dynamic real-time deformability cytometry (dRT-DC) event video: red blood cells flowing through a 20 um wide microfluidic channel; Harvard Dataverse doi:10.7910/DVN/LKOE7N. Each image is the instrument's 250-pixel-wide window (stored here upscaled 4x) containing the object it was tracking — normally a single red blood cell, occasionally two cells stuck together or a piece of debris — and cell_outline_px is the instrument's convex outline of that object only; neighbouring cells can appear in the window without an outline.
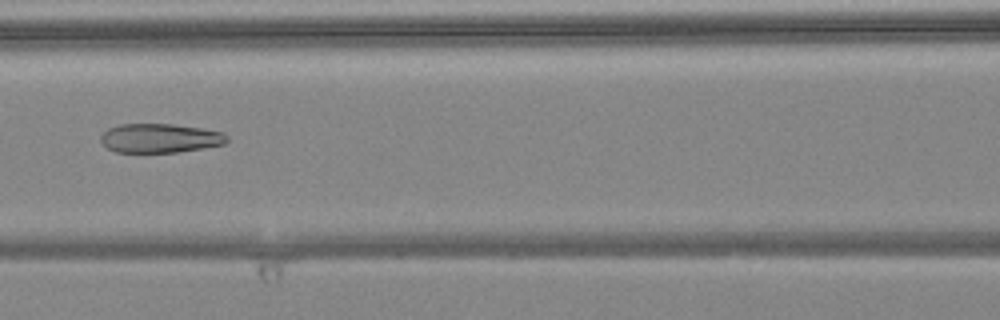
{"species": "common noctule bat (a hibernating species)", "species_latin": "Nyctalus noctula", "temperature_condition": "warm", "stored_images_in_passage": 6, "camera_frame_rate_fps": 3000, "um_per_image_px": 0.085, "animal": {"sex": "female", "body_mass_g": 24.6, "forearm_length_mm": 56.2}, "frame": {"image": 1, "passage_image": 6, "time_ms": 1.667, "image_size_px": [1000, 320], "cell_outline_px": [[228, 140], [224, 144], [204, 148], [176, 152], [116, 152], [108, 148], [100, 140], [100, 136], [108, 128], [120, 124], [172, 124], [200, 128], [224, 132], [228, 136]], "centroid_in_image_um": [13.61, 11.74], "position_along_channel_um": 153.0, "area_um2": 21.39}}